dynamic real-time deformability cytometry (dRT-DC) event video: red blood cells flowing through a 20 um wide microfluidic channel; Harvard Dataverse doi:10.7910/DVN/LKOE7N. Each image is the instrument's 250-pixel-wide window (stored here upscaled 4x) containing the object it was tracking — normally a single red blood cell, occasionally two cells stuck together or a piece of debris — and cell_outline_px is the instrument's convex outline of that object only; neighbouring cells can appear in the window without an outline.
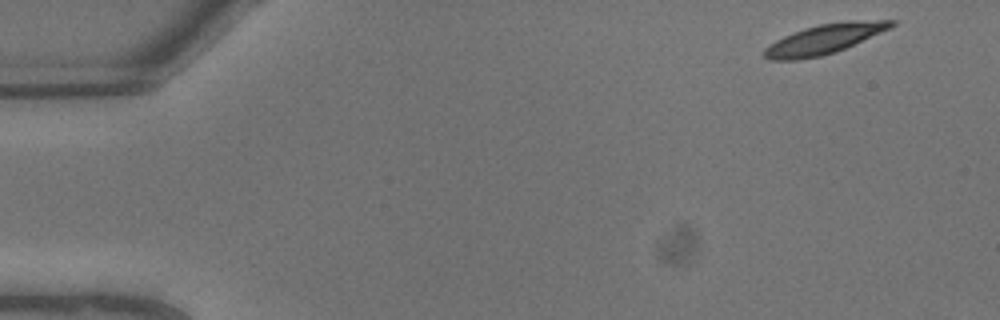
{"species": "common noctule bat (a hibernating species)", "species_latin": "Nyctalus noctula", "temperature_condition": "warm", "stored_images_in_passage": 9, "camera_frame_rate_fps": 3000, "um_per_image_px": 0.085, "animal": {"sex": "male", "body_mass_g": 13.3}, "frame": {"image": 1, "passage_image": 1, "time_ms": 0.0, "image_size_px": [1000, 320], "cell_outline_px": [[896, 24], [892, 28], [836, 52], [820, 56], [796, 60], [768, 60], [764, 56], [764, 48], [776, 40], [784, 36], [804, 28], [820, 24], [848, 20], [896, 20]], "centroid_in_image_um": [70.1, 3.31], "position_along_channel_um": 14.9, "area_um2": 22.02}}
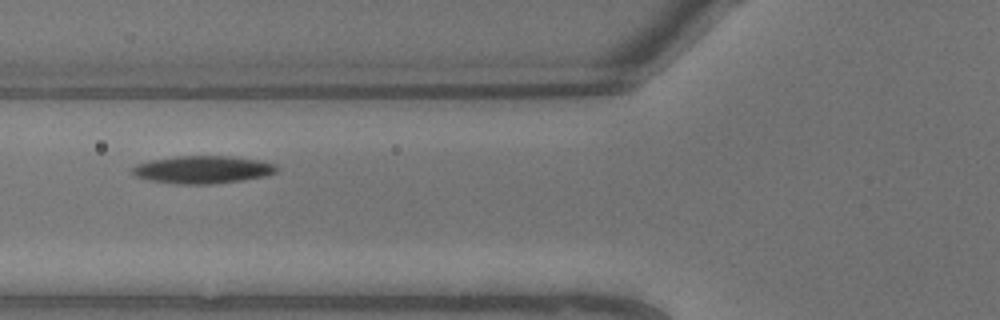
{"frame": {"image": 2, "passage_image": 8, "time_ms": 2.333, "image_size_px": [1000, 320], "cell_outline_px": [[280, 168], [276, 172], [264, 176], [240, 180], [212, 184], [176, 184], [148, 180], [136, 176], [128, 168], [136, 164], [148, 160], [176, 156], [232, 156], [260, 160], [276, 164]], "centroid_in_image_um": [17.2, 14.41], "position_along_channel_um": 108.6, "area_um2": 23.52}}
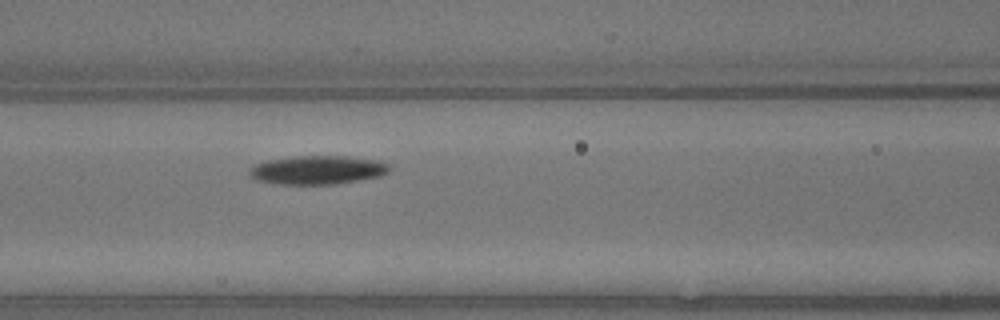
{"frame": {"image": 3, "passage_image": 9, "time_ms": 2.667, "image_size_px": [1000, 320], "cell_outline_px": [[392, 168], [388, 172], [380, 176], [332, 184], [280, 184], [256, 180], [248, 176], [248, 168], [252, 164], [268, 160], [292, 156], [348, 156], [380, 160], [388, 164]], "centroid_in_image_um": [26.94, 14.43], "position_along_channel_um": 139.7, "area_um2": 23.64}}